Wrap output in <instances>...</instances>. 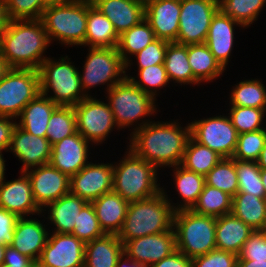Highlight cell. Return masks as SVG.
I'll return each mask as SVG.
<instances>
[{
	"instance_id": "6da1fadb",
	"label": "cell",
	"mask_w": 266,
	"mask_h": 267,
	"mask_svg": "<svg viewBox=\"0 0 266 267\" xmlns=\"http://www.w3.org/2000/svg\"><path fill=\"white\" fill-rule=\"evenodd\" d=\"M138 126L136 123L130 134L129 149L157 169L181 165L190 137L189 123L183 128L177 120L162 123L142 120Z\"/></svg>"
},
{
	"instance_id": "7a4b0ae2",
	"label": "cell",
	"mask_w": 266,
	"mask_h": 267,
	"mask_svg": "<svg viewBox=\"0 0 266 267\" xmlns=\"http://www.w3.org/2000/svg\"><path fill=\"white\" fill-rule=\"evenodd\" d=\"M50 43L41 19L10 20L0 36V53L10 68L38 70Z\"/></svg>"
},
{
	"instance_id": "3957f363",
	"label": "cell",
	"mask_w": 266,
	"mask_h": 267,
	"mask_svg": "<svg viewBox=\"0 0 266 267\" xmlns=\"http://www.w3.org/2000/svg\"><path fill=\"white\" fill-rule=\"evenodd\" d=\"M162 189L158 194L130 202L118 238L124 244L128 240L169 231L173 227L176 204H172Z\"/></svg>"
},
{
	"instance_id": "277c9868",
	"label": "cell",
	"mask_w": 266,
	"mask_h": 267,
	"mask_svg": "<svg viewBox=\"0 0 266 267\" xmlns=\"http://www.w3.org/2000/svg\"><path fill=\"white\" fill-rule=\"evenodd\" d=\"M124 158L113 165V191L130 202L150 198L162 191L158 169L127 149Z\"/></svg>"
},
{
	"instance_id": "5b68a950",
	"label": "cell",
	"mask_w": 266,
	"mask_h": 267,
	"mask_svg": "<svg viewBox=\"0 0 266 267\" xmlns=\"http://www.w3.org/2000/svg\"><path fill=\"white\" fill-rule=\"evenodd\" d=\"M69 60L68 56L58 61L46 58L38 68L40 93L58 106L74 107L88 97L82 89L78 68ZM50 89L52 96L48 95Z\"/></svg>"
},
{
	"instance_id": "8992f818",
	"label": "cell",
	"mask_w": 266,
	"mask_h": 267,
	"mask_svg": "<svg viewBox=\"0 0 266 267\" xmlns=\"http://www.w3.org/2000/svg\"><path fill=\"white\" fill-rule=\"evenodd\" d=\"M176 249L189 258L216 249V217L199 215L191 209L174 211Z\"/></svg>"
},
{
	"instance_id": "52a82bcc",
	"label": "cell",
	"mask_w": 266,
	"mask_h": 267,
	"mask_svg": "<svg viewBox=\"0 0 266 267\" xmlns=\"http://www.w3.org/2000/svg\"><path fill=\"white\" fill-rule=\"evenodd\" d=\"M88 3L48 5L43 11L41 21L50 42L76 46H85Z\"/></svg>"
},
{
	"instance_id": "ba28073f",
	"label": "cell",
	"mask_w": 266,
	"mask_h": 267,
	"mask_svg": "<svg viewBox=\"0 0 266 267\" xmlns=\"http://www.w3.org/2000/svg\"><path fill=\"white\" fill-rule=\"evenodd\" d=\"M108 103L119 129L138 123L157 111L156 99L125 78L107 91ZM141 119V120H140Z\"/></svg>"
},
{
	"instance_id": "9c48e42d",
	"label": "cell",
	"mask_w": 266,
	"mask_h": 267,
	"mask_svg": "<svg viewBox=\"0 0 266 267\" xmlns=\"http://www.w3.org/2000/svg\"><path fill=\"white\" fill-rule=\"evenodd\" d=\"M39 93L38 70L11 68L0 80V116L17 119Z\"/></svg>"
},
{
	"instance_id": "30bf717a",
	"label": "cell",
	"mask_w": 266,
	"mask_h": 267,
	"mask_svg": "<svg viewBox=\"0 0 266 267\" xmlns=\"http://www.w3.org/2000/svg\"><path fill=\"white\" fill-rule=\"evenodd\" d=\"M88 52L83 72H79L85 94L91 96L87 90L105 83L107 84L106 91H108L126 78V63L122 60L117 48L89 47Z\"/></svg>"
},
{
	"instance_id": "8fae6325",
	"label": "cell",
	"mask_w": 266,
	"mask_h": 267,
	"mask_svg": "<svg viewBox=\"0 0 266 267\" xmlns=\"http://www.w3.org/2000/svg\"><path fill=\"white\" fill-rule=\"evenodd\" d=\"M74 111L77 132L88 142L102 144L115 127L119 130L108 102L88 96L74 106Z\"/></svg>"
},
{
	"instance_id": "7c38bea8",
	"label": "cell",
	"mask_w": 266,
	"mask_h": 267,
	"mask_svg": "<svg viewBox=\"0 0 266 267\" xmlns=\"http://www.w3.org/2000/svg\"><path fill=\"white\" fill-rule=\"evenodd\" d=\"M176 43L182 45L206 42L213 16L219 10V0H183Z\"/></svg>"
},
{
	"instance_id": "4fadbf2b",
	"label": "cell",
	"mask_w": 266,
	"mask_h": 267,
	"mask_svg": "<svg viewBox=\"0 0 266 267\" xmlns=\"http://www.w3.org/2000/svg\"><path fill=\"white\" fill-rule=\"evenodd\" d=\"M190 124V136L198 143L209 147L222 158H232L238 140V133L228 116L195 120Z\"/></svg>"
},
{
	"instance_id": "5bb4252c",
	"label": "cell",
	"mask_w": 266,
	"mask_h": 267,
	"mask_svg": "<svg viewBox=\"0 0 266 267\" xmlns=\"http://www.w3.org/2000/svg\"><path fill=\"white\" fill-rule=\"evenodd\" d=\"M85 243L72 234L51 233L36 267H84Z\"/></svg>"
},
{
	"instance_id": "9a60e30c",
	"label": "cell",
	"mask_w": 266,
	"mask_h": 267,
	"mask_svg": "<svg viewBox=\"0 0 266 267\" xmlns=\"http://www.w3.org/2000/svg\"><path fill=\"white\" fill-rule=\"evenodd\" d=\"M35 203L43 210L70 192V178L50 163L26 171Z\"/></svg>"
},
{
	"instance_id": "2e32d148",
	"label": "cell",
	"mask_w": 266,
	"mask_h": 267,
	"mask_svg": "<svg viewBox=\"0 0 266 267\" xmlns=\"http://www.w3.org/2000/svg\"><path fill=\"white\" fill-rule=\"evenodd\" d=\"M113 190V163H88L70 178V192L88 203Z\"/></svg>"
},
{
	"instance_id": "e0dca14e",
	"label": "cell",
	"mask_w": 266,
	"mask_h": 267,
	"mask_svg": "<svg viewBox=\"0 0 266 267\" xmlns=\"http://www.w3.org/2000/svg\"><path fill=\"white\" fill-rule=\"evenodd\" d=\"M123 248L129 258L150 267L176 250L174 229L128 240Z\"/></svg>"
},
{
	"instance_id": "ac0fdd59",
	"label": "cell",
	"mask_w": 266,
	"mask_h": 267,
	"mask_svg": "<svg viewBox=\"0 0 266 267\" xmlns=\"http://www.w3.org/2000/svg\"><path fill=\"white\" fill-rule=\"evenodd\" d=\"M8 151L23 162L21 172H26L50 162L52 145L46 137L30 134L16 125Z\"/></svg>"
},
{
	"instance_id": "d6986e66",
	"label": "cell",
	"mask_w": 266,
	"mask_h": 267,
	"mask_svg": "<svg viewBox=\"0 0 266 267\" xmlns=\"http://www.w3.org/2000/svg\"><path fill=\"white\" fill-rule=\"evenodd\" d=\"M181 6L178 0H147L145 20L157 39L176 42L179 33Z\"/></svg>"
},
{
	"instance_id": "ffe728a7",
	"label": "cell",
	"mask_w": 266,
	"mask_h": 267,
	"mask_svg": "<svg viewBox=\"0 0 266 267\" xmlns=\"http://www.w3.org/2000/svg\"><path fill=\"white\" fill-rule=\"evenodd\" d=\"M89 142L78 132L52 145L50 164L71 178L89 161Z\"/></svg>"
},
{
	"instance_id": "44dd1931",
	"label": "cell",
	"mask_w": 266,
	"mask_h": 267,
	"mask_svg": "<svg viewBox=\"0 0 266 267\" xmlns=\"http://www.w3.org/2000/svg\"><path fill=\"white\" fill-rule=\"evenodd\" d=\"M0 208L16 214L19 218L28 214H42L35 203L31 183L26 172H21L18 179L0 182Z\"/></svg>"
},
{
	"instance_id": "7402d4cb",
	"label": "cell",
	"mask_w": 266,
	"mask_h": 267,
	"mask_svg": "<svg viewBox=\"0 0 266 267\" xmlns=\"http://www.w3.org/2000/svg\"><path fill=\"white\" fill-rule=\"evenodd\" d=\"M93 6L110 20L119 36L145 19L141 0H96Z\"/></svg>"
},
{
	"instance_id": "603a6c76",
	"label": "cell",
	"mask_w": 266,
	"mask_h": 267,
	"mask_svg": "<svg viewBox=\"0 0 266 267\" xmlns=\"http://www.w3.org/2000/svg\"><path fill=\"white\" fill-rule=\"evenodd\" d=\"M241 26L220 9L213 16L205 44L215 59L226 70L234 44V26Z\"/></svg>"
},
{
	"instance_id": "cb8c5ba5",
	"label": "cell",
	"mask_w": 266,
	"mask_h": 267,
	"mask_svg": "<svg viewBox=\"0 0 266 267\" xmlns=\"http://www.w3.org/2000/svg\"><path fill=\"white\" fill-rule=\"evenodd\" d=\"M45 226L37 218H19L10 246L37 262L50 234Z\"/></svg>"
},
{
	"instance_id": "d4e9b609",
	"label": "cell",
	"mask_w": 266,
	"mask_h": 267,
	"mask_svg": "<svg viewBox=\"0 0 266 267\" xmlns=\"http://www.w3.org/2000/svg\"><path fill=\"white\" fill-rule=\"evenodd\" d=\"M91 204L103 232L117 235L125 220L129 202L112 190L104 193Z\"/></svg>"
},
{
	"instance_id": "484cf974",
	"label": "cell",
	"mask_w": 266,
	"mask_h": 267,
	"mask_svg": "<svg viewBox=\"0 0 266 267\" xmlns=\"http://www.w3.org/2000/svg\"><path fill=\"white\" fill-rule=\"evenodd\" d=\"M254 230L232 213L216 218V249L239 255Z\"/></svg>"
},
{
	"instance_id": "4316f807",
	"label": "cell",
	"mask_w": 266,
	"mask_h": 267,
	"mask_svg": "<svg viewBox=\"0 0 266 267\" xmlns=\"http://www.w3.org/2000/svg\"><path fill=\"white\" fill-rule=\"evenodd\" d=\"M88 202L71 192L49 203L42 212L48 210V221L55 226L53 233L72 234L81 209Z\"/></svg>"
},
{
	"instance_id": "83f0119b",
	"label": "cell",
	"mask_w": 266,
	"mask_h": 267,
	"mask_svg": "<svg viewBox=\"0 0 266 267\" xmlns=\"http://www.w3.org/2000/svg\"><path fill=\"white\" fill-rule=\"evenodd\" d=\"M57 107L51 99L39 93L23 108L16 125L30 134L46 137L50 116Z\"/></svg>"
},
{
	"instance_id": "f1b7e54d",
	"label": "cell",
	"mask_w": 266,
	"mask_h": 267,
	"mask_svg": "<svg viewBox=\"0 0 266 267\" xmlns=\"http://www.w3.org/2000/svg\"><path fill=\"white\" fill-rule=\"evenodd\" d=\"M124 253L123 243L115 234L85 243L84 267H116Z\"/></svg>"
},
{
	"instance_id": "f546056e",
	"label": "cell",
	"mask_w": 266,
	"mask_h": 267,
	"mask_svg": "<svg viewBox=\"0 0 266 267\" xmlns=\"http://www.w3.org/2000/svg\"><path fill=\"white\" fill-rule=\"evenodd\" d=\"M119 35L104 14L88 3L85 46L95 48H117Z\"/></svg>"
},
{
	"instance_id": "4dcf8cb0",
	"label": "cell",
	"mask_w": 266,
	"mask_h": 267,
	"mask_svg": "<svg viewBox=\"0 0 266 267\" xmlns=\"http://www.w3.org/2000/svg\"><path fill=\"white\" fill-rule=\"evenodd\" d=\"M231 213L253 230L266 229V197L236 193L232 198Z\"/></svg>"
},
{
	"instance_id": "1f68e13d",
	"label": "cell",
	"mask_w": 266,
	"mask_h": 267,
	"mask_svg": "<svg viewBox=\"0 0 266 267\" xmlns=\"http://www.w3.org/2000/svg\"><path fill=\"white\" fill-rule=\"evenodd\" d=\"M189 65L193 76L201 82H213L224 72V68L215 59L205 43L187 45Z\"/></svg>"
},
{
	"instance_id": "d6a6232c",
	"label": "cell",
	"mask_w": 266,
	"mask_h": 267,
	"mask_svg": "<svg viewBox=\"0 0 266 267\" xmlns=\"http://www.w3.org/2000/svg\"><path fill=\"white\" fill-rule=\"evenodd\" d=\"M165 70L170 81L186 85H198L200 82L193 76L191 66L188 61L187 45L176 42L168 43L165 60Z\"/></svg>"
},
{
	"instance_id": "836d02e7",
	"label": "cell",
	"mask_w": 266,
	"mask_h": 267,
	"mask_svg": "<svg viewBox=\"0 0 266 267\" xmlns=\"http://www.w3.org/2000/svg\"><path fill=\"white\" fill-rule=\"evenodd\" d=\"M156 39L155 33L145 19L119 36L117 50L122 60L126 63V70L128 66L133 65L130 59L131 56L142 51Z\"/></svg>"
},
{
	"instance_id": "e575fe53",
	"label": "cell",
	"mask_w": 266,
	"mask_h": 267,
	"mask_svg": "<svg viewBox=\"0 0 266 267\" xmlns=\"http://www.w3.org/2000/svg\"><path fill=\"white\" fill-rule=\"evenodd\" d=\"M174 181L183 202L177 204V210L191 209L197 202L205 186V176L189 171L181 165L174 166ZM183 203V204H182Z\"/></svg>"
},
{
	"instance_id": "d590c367",
	"label": "cell",
	"mask_w": 266,
	"mask_h": 267,
	"mask_svg": "<svg viewBox=\"0 0 266 267\" xmlns=\"http://www.w3.org/2000/svg\"><path fill=\"white\" fill-rule=\"evenodd\" d=\"M222 157L209 147L196 142L189 137L184 151L181 166L185 169L206 175Z\"/></svg>"
},
{
	"instance_id": "8d00e7d4",
	"label": "cell",
	"mask_w": 266,
	"mask_h": 267,
	"mask_svg": "<svg viewBox=\"0 0 266 267\" xmlns=\"http://www.w3.org/2000/svg\"><path fill=\"white\" fill-rule=\"evenodd\" d=\"M232 198L228 193L205 184L191 210L199 215L221 217L231 213Z\"/></svg>"
},
{
	"instance_id": "74e56055",
	"label": "cell",
	"mask_w": 266,
	"mask_h": 267,
	"mask_svg": "<svg viewBox=\"0 0 266 267\" xmlns=\"http://www.w3.org/2000/svg\"><path fill=\"white\" fill-rule=\"evenodd\" d=\"M230 104L232 106L254 107L266 109V87L258 79L239 82L231 90Z\"/></svg>"
},
{
	"instance_id": "f35d334b",
	"label": "cell",
	"mask_w": 266,
	"mask_h": 267,
	"mask_svg": "<svg viewBox=\"0 0 266 267\" xmlns=\"http://www.w3.org/2000/svg\"><path fill=\"white\" fill-rule=\"evenodd\" d=\"M77 132L76 115L73 106H58L50 116L46 138L51 145Z\"/></svg>"
},
{
	"instance_id": "ab89813d",
	"label": "cell",
	"mask_w": 266,
	"mask_h": 267,
	"mask_svg": "<svg viewBox=\"0 0 266 267\" xmlns=\"http://www.w3.org/2000/svg\"><path fill=\"white\" fill-rule=\"evenodd\" d=\"M205 183L234 197L238 192V178L233 158H222L206 175Z\"/></svg>"
},
{
	"instance_id": "60d3db41",
	"label": "cell",
	"mask_w": 266,
	"mask_h": 267,
	"mask_svg": "<svg viewBox=\"0 0 266 267\" xmlns=\"http://www.w3.org/2000/svg\"><path fill=\"white\" fill-rule=\"evenodd\" d=\"M266 0H219V9L243 28L257 20Z\"/></svg>"
},
{
	"instance_id": "b9f144b4",
	"label": "cell",
	"mask_w": 266,
	"mask_h": 267,
	"mask_svg": "<svg viewBox=\"0 0 266 267\" xmlns=\"http://www.w3.org/2000/svg\"><path fill=\"white\" fill-rule=\"evenodd\" d=\"M234 160L238 178L237 193H249L257 197H266L261 179V169L257 161Z\"/></svg>"
},
{
	"instance_id": "7bdbcfd3",
	"label": "cell",
	"mask_w": 266,
	"mask_h": 267,
	"mask_svg": "<svg viewBox=\"0 0 266 267\" xmlns=\"http://www.w3.org/2000/svg\"><path fill=\"white\" fill-rule=\"evenodd\" d=\"M229 118L238 134L264 129L263 119L266 109L254 107L230 106Z\"/></svg>"
},
{
	"instance_id": "ee69618b",
	"label": "cell",
	"mask_w": 266,
	"mask_h": 267,
	"mask_svg": "<svg viewBox=\"0 0 266 267\" xmlns=\"http://www.w3.org/2000/svg\"><path fill=\"white\" fill-rule=\"evenodd\" d=\"M140 80L135 77L126 75L137 87L146 94L156 99L157 90L166 87L170 83L164 64L152 65L143 69H138ZM159 88V89H158Z\"/></svg>"
},
{
	"instance_id": "f6af8a7d",
	"label": "cell",
	"mask_w": 266,
	"mask_h": 267,
	"mask_svg": "<svg viewBox=\"0 0 266 267\" xmlns=\"http://www.w3.org/2000/svg\"><path fill=\"white\" fill-rule=\"evenodd\" d=\"M266 144V128L238 134L233 159L257 161Z\"/></svg>"
},
{
	"instance_id": "bcb514c9",
	"label": "cell",
	"mask_w": 266,
	"mask_h": 267,
	"mask_svg": "<svg viewBox=\"0 0 266 267\" xmlns=\"http://www.w3.org/2000/svg\"><path fill=\"white\" fill-rule=\"evenodd\" d=\"M72 235H75L79 240L88 243L105 235L99 220L96 217L94 207L91 203H87L80 211L75 223Z\"/></svg>"
},
{
	"instance_id": "7dc6e473",
	"label": "cell",
	"mask_w": 266,
	"mask_h": 267,
	"mask_svg": "<svg viewBox=\"0 0 266 267\" xmlns=\"http://www.w3.org/2000/svg\"><path fill=\"white\" fill-rule=\"evenodd\" d=\"M9 20L41 19L44 0H4Z\"/></svg>"
},
{
	"instance_id": "c3c4849f",
	"label": "cell",
	"mask_w": 266,
	"mask_h": 267,
	"mask_svg": "<svg viewBox=\"0 0 266 267\" xmlns=\"http://www.w3.org/2000/svg\"><path fill=\"white\" fill-rule=\"evenodd\" d=\"M238 260H266V231L254 230L244 242Z\"/></svg>"
},
{
	"instance_id": "681fc988",
	"label": "cell",
	"mask_w": 266,
	"mask_h": 267,
	"mask_svg": "<svg viewBox=\"0 0 266 267\" xmlns=\"http://www.w3.org/2000/svg\"><path fill=\"white\" fill-rule=\"evenodd\" d=\"M237 261L238 255L215 249L192 258V267H237Z\"/></svg>"
},
{
	"instance_id": "f907efd6",
	"label": "cell",
	"mask_w": 266,
	"mask_h": 267,
	"mask_svg": "<svg viewBox=\"0 0 266 267\" xmlns=\"http://www.w3.org/2000/svg\"><path fill=\"white\" fill-rule=\"evenodd\" d=\"M168 43L167 41L156 39L142 51L136 53L134 57L137 59L138 69L164 64Z\"/></svg>"
},
{
	"instance_id": "816d5d0a",
	"label": "cell",
	"mask_w": 266,
	"mask_h": 267,
	"mask_svg": "<svg viewBox=\"0 0 266 267\" xmlns=\"http://www.w3.org/2000/svg\"><path fill=\"white\" fill-rule=\"evenodd\" d=\"M19 217L0 208V244L10 246L13 242L14 229Z\"/></svg>"
},
{
	"instance_id": "f5cc1de1",
	"label": "cell",
	"mask_w": 266,
	"mask_h": 267,
	"mask_svg": "<svg viewBox=\"0 0 266 267\" xmlns=\"http://www.w3.org/2000/svg\"><path fill=\"white\" fill-rule=\"evenodd\" d=\"M0 267H36V262L11 246H6L4 261Z\"/></svg>"
},
{
	"instance_id": "db71d44e",
	"label": "cell",
	"mask_w": 266,
	"mask_h": 267,
	"mask_svg": "<svg viewBox=\"0 0 266 267\" xmlns=\"http://www.w3.org/2000/svg\"><path fill=\"white\" fill-rule=\"evenodd\" d=\"M12 120V121H11ZM16 119L8 116H0V152H8L13 130L16 126Z\"/></svg>"
},
{
	"instance_id": "11a10c76",
	"label": "cell",
	"mask_w": 266,
	"mask_h": 267,
	"mask_svg": "<svg viewBox=\"0 0 266 267\" xmlns=\"http://www.w3.org/2000/svg\"><path fill=\"white\" fill-rule=\"evenodd\" d=\"M150 267H192V258L187 257L176 249L169 256Z\"/></svg>"
},
{
	"instance_id": "9f6ffc18",
	"label": "cell",
	"mask_w": 266,
	"mask_h": 267,
	"mask_svg": "<svg viewBox=\"0 0 266 267\" xmlns=\"http://www.w3.org/2000/svg\"><path fill=\"white\" fill-rule=\"evenodd\" d=\"M116 267H149L145 263H139L138 261H134L133 259L129 258L125 253L121 255L118 259Z\"/></svg>"
},
{
	"instance_id": "6f0895ef",
	"label": "cell",
	"mask_w": 266,
	"mask_h": 267,
	"mask_svg": "<svg viewBox=\"0 0 266 267\" xmlns=\"http://www.w3.org/2000/svg\"><path fill=\"white\" fill-rule=\"evenodd\" d=\"M9 21L10 20H9L7 9L5 6V1L0 0V36L7 29Z\"/></svg>"
},
{
	"instance_id": "680465c9",
	"label": "cell",
	"mask_w": 266,
	"mask_h": 267,
	"mask_svg": "<svg viewBox=\"0 0 266 267\" xmlns=\"http://www.w3.org/2000/svg\"><path fill=\"white\" fill-rule=\"evenodd\" d=\"M237 267H266V260H238Z\"/></svg>"
},
{
	"instance_id": "91938a15",
	"label": "cell",
	"mask_w": 266,
	"mask_h": 267,
	"mask_svg": "<svg viewBox=\"0 0 266 267\" xmlns=\"http://www.w3.org/2000/svg\"><path fill=\"white\" fill-rule=\"evenodd\" d=\"M11 68L7 64L6 60L2 57L0 53V80L5 76V74L10 70Z\"/></svg>"
},
{
	"instance_id": "94428289",
	"label": "cell",
	"mask_w": 266,
	"mask_h": 267,
	"mask_svg": "<svg viewBox=\"0 0 266 267\" xmlns=\"http://www.w3.org/2000/svg\"><path fill=\"white\" fill-rule=\"evenodd\" d=\"M257 164L260 167V169H266V144L260 153V156L257 160Z\"/></svg>"
},
{
	"instance_id": "6125c7cd",
	"label": "cell",
	"mask_w": 266,
	"mask_h": 267,
	"mask_svg": "<svg viewBox=\"0 0 266 267\" xmlns=\"http://www.w3.org/2000/svg\"><path fill=\"white\" fill-rule=\"evenodd\" d=\"M45 4L48 5H59V4H69L76 2L75 0H44Z\"/></svg>"
},
{
	"instance_id": "be15d7a7",
	"label": "cell",
	"mask_w": 266,
	"mask_h": 267,
	"mask_svg": "<svg viewBox=\"0 0 266 267\" xmlns=\"http://www.w3.org/2000/svg\"><path fill=\"white\" fill-rule=\"evenodd\" d=\"M5 160L3 158V154L0 152V182L5 179Z\"/></svg>"
},
{
	"instance_id": "e7e4bbea",
	"label": "cell",
	"mask_w": 266,
	"mask_h": 267,
	"mask_svg": "<svg viewBox=\"0 0 266 267\" xmlns=\"http://www.w3.org/2000/svg\"><path fill=\"white\" fill-rule=\"evenodd\" d=\"M5 249H6V245H1L0 244V265L3 264V261H4Z\"/></svg>"
},
{
	"instance_id": "03108f58",
	"label": "cell",
	"mask_w": 266,
	"mask_h": 267,
	"mask_svg": "<svg viewBox=\"0 0 266 267\" xmlns=\"http://www.w3.org/2000/svg\"><path fill=\"white\" fill-rule=\"evenodd\" d=\"M261 179L266 192V169H261Z\"/></svg>"
},
{
	"instance_id": "003e7915",
	"label": "cell",
	"mask_w": 266,
	"mask_h": 267,
	"mask_svg": "<svg viewBox=\"0 0 266 267\" xmlns=\"http://www.w3.org/2000/svg\"><path fill=\"white\" fill-rule=\"evenodd\" d=\"M75 1H79V2H87V3H94L96 0H75Z\"/></svg>"
}]
</instances>
